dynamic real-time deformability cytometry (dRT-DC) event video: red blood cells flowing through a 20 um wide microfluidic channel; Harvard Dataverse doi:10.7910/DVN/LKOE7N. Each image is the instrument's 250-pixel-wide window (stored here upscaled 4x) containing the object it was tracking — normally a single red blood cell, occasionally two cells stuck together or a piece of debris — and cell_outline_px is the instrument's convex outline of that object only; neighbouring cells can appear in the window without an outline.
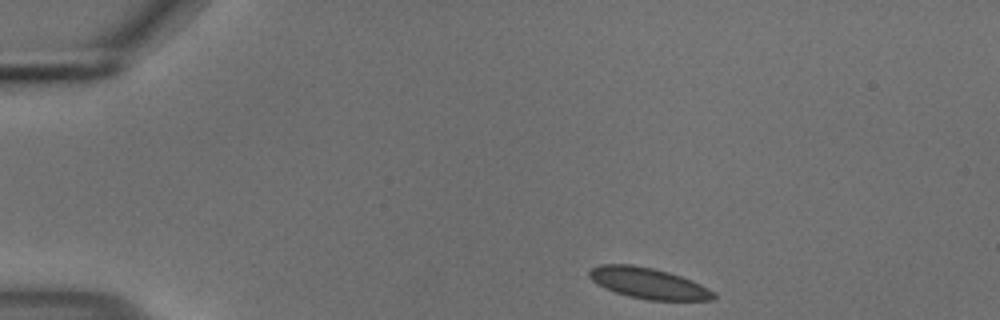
{"species": "common noctule bat (a hibernating species)", "species_latin": "Nyctalus noctula", "temperature_condition": "cold", "stored_images_in_passage": 46, "camera_frame_rate_fps": 3000, "um_per_image_px": 0.085, "animal": {"sex": "male", "body_mass_g": 18.8}, "frame": {"image": 1, "passage_image": 1, "time_ms": 0.0, "image_size_px": [1000, 320], "cell_outline_px": [[716, 296], [712, 300], [648, 300], [628, 296], [604, 288], [596, 284], [588, 276], [588, 272], [592, 268], [600, 264], [632, 264], [652, 268], [668, 272], [680, 276], [700, 284], [716, 292]], "centroid_in_image_um": [55.09, 24.07], "position_along_channel_um": 29.9, "area_um2": 22.37}}
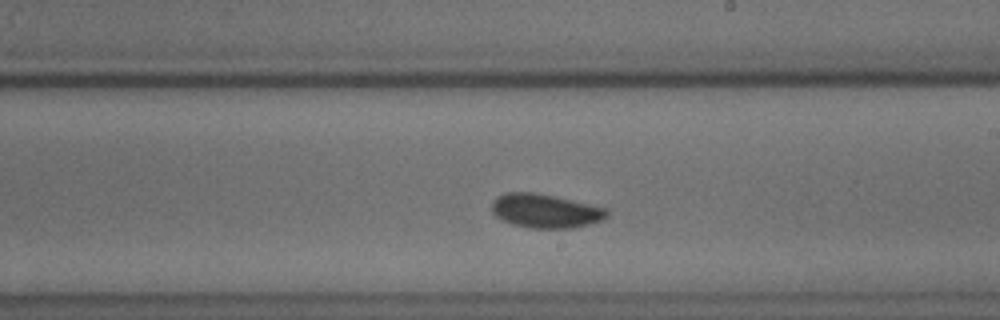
{"frame": {"image": 2, "passage_image": 24, "time_ms": 7.667, "image_size_px": [1000, 320], "cell_outline_px": [[608, 216], [604, 220], [572, 228], [532, 228], [512, 224], [500, 220], [492, 212], [492, 200], [496, 196], [504, 192], [532, 192], [552, 196], [608, 208]], "centroid_in_image_um": [46.33, 17.93], "position_along_channel_um": 242.7, "area_um2": 22.83}}
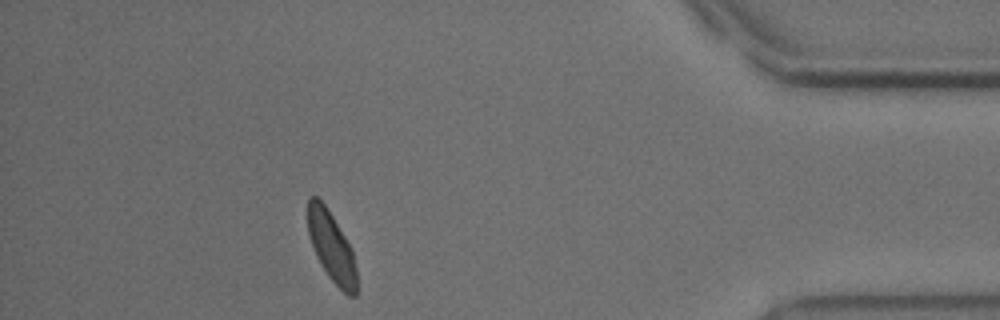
{"frame": {"image": 3, "passage_image": 41, "time_ms": 13.333, "image_size_px": [1000, 320], "cell_outline_px": [[356, 296], [348, 296], [328, 276], [320, 264], [316, 256], [308, 232], [308, 196], [316, 196], [324, 204], [332, 216], [352, 248], [356, 268]], "centroid_in_image_um": [28.18, 20.99], "position_along_channel_um": 407.0, "area_um2": 19.65}}